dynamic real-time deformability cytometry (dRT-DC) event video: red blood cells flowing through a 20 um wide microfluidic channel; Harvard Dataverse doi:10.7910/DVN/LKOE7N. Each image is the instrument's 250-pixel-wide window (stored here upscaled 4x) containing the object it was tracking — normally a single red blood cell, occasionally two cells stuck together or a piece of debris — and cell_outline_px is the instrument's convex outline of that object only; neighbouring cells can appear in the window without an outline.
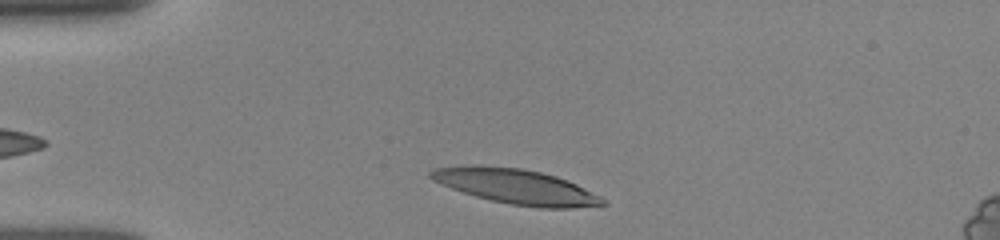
{"species": "human", "species_latin": "Homo sapiens", "temperature_condition": "room temperature", "stored_images_in_passage": 34, "camera_frame_rate_fps": 3000, "um_per_image_px": 0.085, "donor": {"sex": "female"}, "frame": {"image": 1, "passage_image": 3, "time_ms": 0.667, "image_size_px": [1000, 240], "cell_outline_px": [[608, 204], [572, 208], [540, 208], [512, 204], [492, 200], [476, 196], [452, 188], [432, 180], [428, 176], [428, 172], [432, 168], [472, 164], [480, 164], [520, 168], [540, 172], [556, 176], [576, 184], [600, 196]], "centroid_in_image_um": [43.82, 15.83], "position_along_channel_um": 41.2, "area_um2": 34.91}}
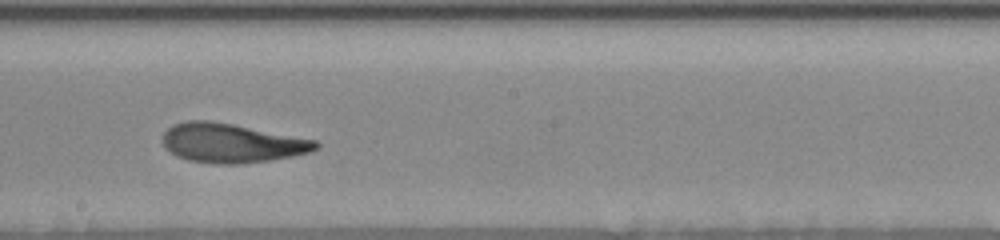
{"frame": {"image": 2, "passage_image": 20, "time_ms": 6.333, "image_size_px": [1000, 240], "cell_outline_px": [[320, 144], [312, 152], [292, 156], [268, 160], [240, 164], [216, 164], [188, 160], [176, 156], [164, 148], [160, 140], [164, 132], [172, 124], [188, 120], [212, 120], [316, 140]], "centroid_in_image_um": [19.62, 12.15], "position_along_channel_um": 228.6, "area_um2": 35.2}}
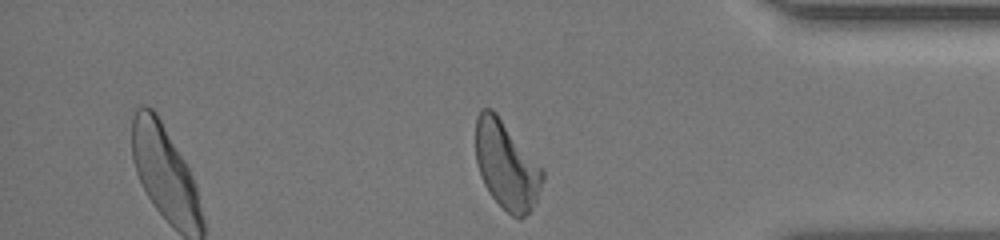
{"frame": {"image": 3, "passage_image": 34, "time_ms": 11.0, "image_size_px": [1000, 240], "cell_outline_px": [[544, 180], [536, 200], [532, 208], [520, 220], [512, 216], [488, 192], [480, 176], [476, 160], [476, 116], [480, 108], [492, 108], [496, 112], [544, 172]], "centroid_in_image_um": [43.02, 14.04], "position_along_channel_um": 392.2, "area_um2": 33.87}, "authors_computed_cell_mechanics": {"area_um2": 34.68, "velocity_mm_per_s": 3.876, "shape_relaxation_time_tau1_ms": 4.3241, "shape_relaxation_time_tau2_ms": 1.9335, "deformation_change_tau1": 0.2026, "deformation_change_tau2": 0.0863}}